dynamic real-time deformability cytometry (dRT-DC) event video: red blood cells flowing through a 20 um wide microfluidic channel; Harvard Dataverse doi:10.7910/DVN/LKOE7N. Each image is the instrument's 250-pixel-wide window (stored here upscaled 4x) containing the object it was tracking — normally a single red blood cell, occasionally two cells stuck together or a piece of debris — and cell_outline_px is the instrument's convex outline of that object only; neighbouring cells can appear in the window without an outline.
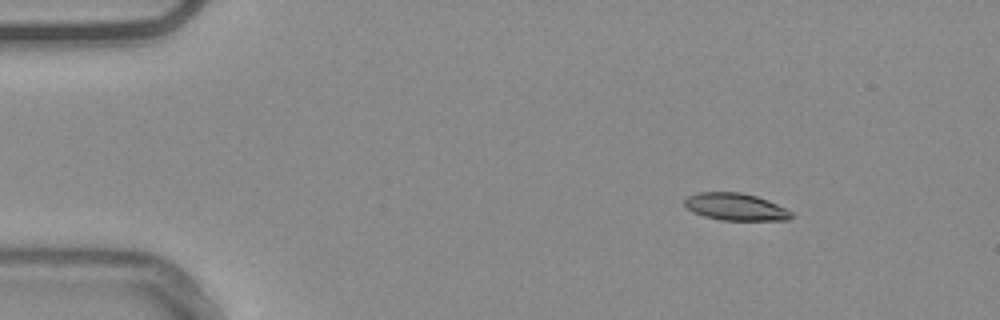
{"species": "common noctule bat (a hibernating species)", "species_latin": "Nyctalus noctula", "temperature_condition": "warm", "stored_images_in_passage": 48, "camera_frame_rate_fps": 3000, "um_per_image_px": 0.085, "animal": {"sex": "male", "body_mass_g": 20.4}, "frame": {"image": 1, "passage_image": 1, "time_ms": 0.0, "image_size_px": [1000, 320], "cell_outline_px": [[792, 216], [788, 220], [720, 220], [704, 216], [692, 212], [684, 204], [684, 200], [688, 196], [696, 192], [740, 192], [756, 196], [768, 200], [792, 212]], "centroid_in_image_um": [62.49, 17.58], "position_along_channel_um": 22.5, "area_um2": 16.88}}
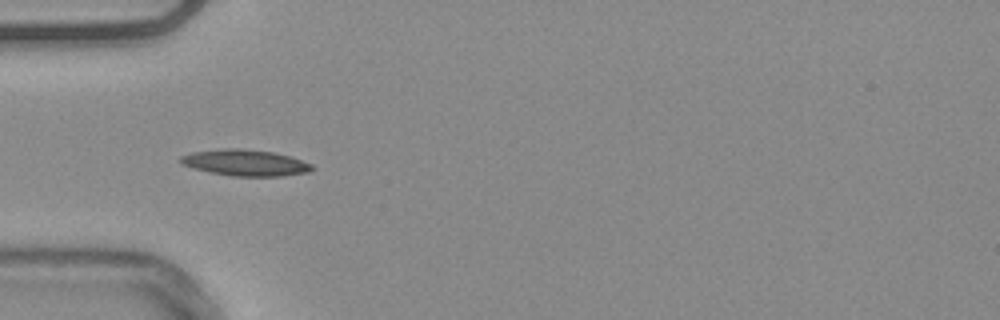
{"frame": {"image": 2, "passage_image": 11, "time_ms": 3.333, "image_size_px": [1000, 320], "cell_outline_px": [[316, 168], [308, 172], [280, 176], [232, 176], [208, 172], [192, 168], [180, 164], [176, 160], [180, 156], [192, 152], [224, 148], [240, 148], [272, 152], [288, 156], [312, 164]], "centroid_in_image_um": [20.78, 13.83], "position_along_channel_um": 64.2, "area_um2": 20.23}}
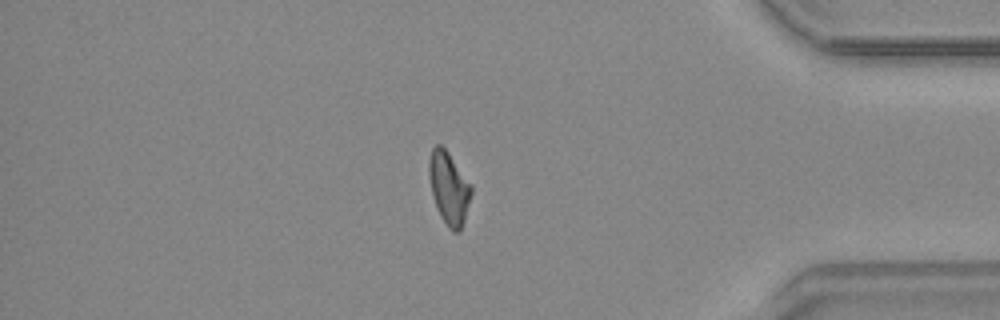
{"frame": {"image": 3, "passage_image": 40, "time_ms": 13.0, "image_size_px": [1000, 320], "cell_outline_px": [[472, 192], [464, 220], [460, 232], [452, 232], [448, 228], [440, 216], [436, 208], [432, 196], [428, 172], [428, 160], [432, 148], [436, 144], [440, 144], [448, 152], [472, 184]], "centroid_in_image_um": [38.15, 15.98], "position_along_channel_um": 397.1, "area_um2": 18.09}, "authors_computed_cell_mechanics": {"area_um2": 17.7446, "velocity_mm_per_s": 3.7555, "shape_relaxation_time_tau1_ms": 8.2148, "shape_relaxation_time_tau2_ms": null, "deformation_change_tau1": 0.1968, "deformation_change_tau2": null}}